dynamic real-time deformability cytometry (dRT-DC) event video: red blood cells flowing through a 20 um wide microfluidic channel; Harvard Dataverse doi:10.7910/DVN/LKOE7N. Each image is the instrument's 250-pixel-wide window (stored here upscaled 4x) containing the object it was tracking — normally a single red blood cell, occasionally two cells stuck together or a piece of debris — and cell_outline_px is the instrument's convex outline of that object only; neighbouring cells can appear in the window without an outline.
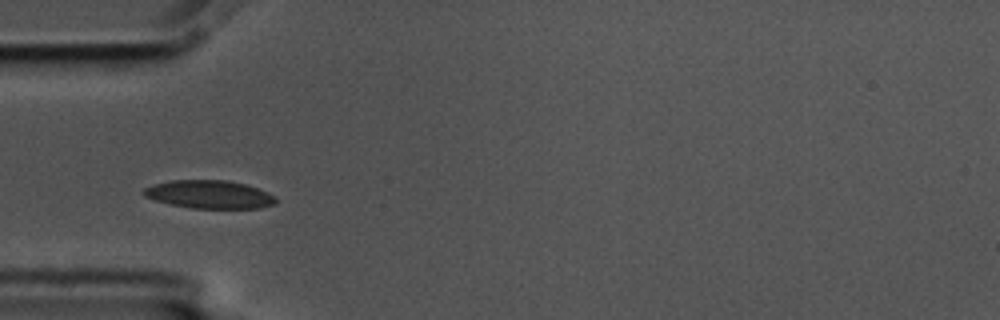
{"species": "common noctule bat (a hibernating species)", "species_latin": "Nyctalus noctula", "temperature_condition": "cold", "stored_images_in_passage": 7, "camera_frame_rate_fps": 3000, "um_per_image_px": 0.085, "animal": {"sex": "male", "body_mass_g": 17.5, "forearm_length_mm": 52.3}, "frame": {"image": 1, "passage_image": 1, "time_ms": 0.0, "image_size_px": [1000, 320], "cell_outline_px": [[276, 204], [260, 208], [192, 208], [168, 204], [144, 196], [140, 192], [144, 188], [156, 184], [172, 180], [228, 180], [244, 184], [268, 192], [276, 196]], "centroid_in_image_um": [17.8, 16.53], "position_along_channel_um": 67.2, "area_um2": 21.68}}